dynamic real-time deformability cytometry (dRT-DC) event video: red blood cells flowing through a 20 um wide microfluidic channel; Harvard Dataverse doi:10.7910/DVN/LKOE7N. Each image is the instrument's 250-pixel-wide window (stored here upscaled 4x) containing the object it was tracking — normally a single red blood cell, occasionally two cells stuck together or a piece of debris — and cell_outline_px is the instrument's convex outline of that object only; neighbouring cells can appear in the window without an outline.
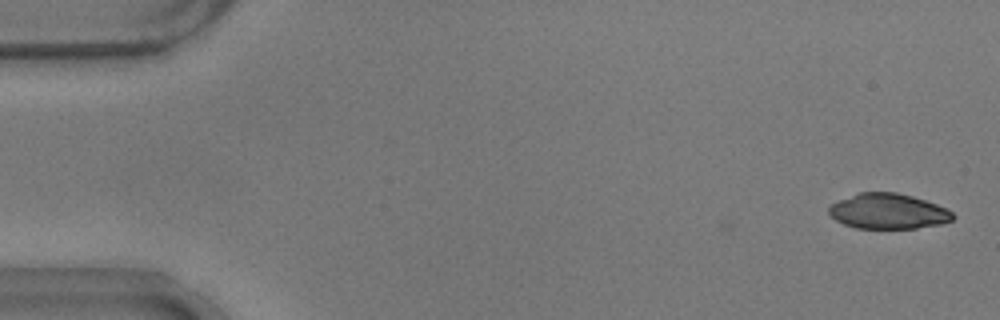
{"species": "common noctule bat (a hibernating species)", "species_latin": "Nyctalus noctula", "temperature_condition": "warm", "stored_images_in_passage": 3, "camera_frame_rate_fps": 3000, "um_per_image_px": 0.085, "animal": {"sex": "male", "body_mass_g": 17.9}, "frame": {"image": 1, "passage_image": 3, "time_ms": 0.667, "image_size_px": [1000, 320], "cell_outline_px": [[956, 216], [952, 220], [940, 224], [916, 228], [856, 228], [844, 224], [836, 220], [828, 212], [828, 208], [832, 204], [840, 200], [860, 192], [896, 192], [912, 196], [948, 208]], "centroid_in_image_um": [75.52, 17.96], "position_along_channel_um": 9.5, "area_um2": 25.37}}